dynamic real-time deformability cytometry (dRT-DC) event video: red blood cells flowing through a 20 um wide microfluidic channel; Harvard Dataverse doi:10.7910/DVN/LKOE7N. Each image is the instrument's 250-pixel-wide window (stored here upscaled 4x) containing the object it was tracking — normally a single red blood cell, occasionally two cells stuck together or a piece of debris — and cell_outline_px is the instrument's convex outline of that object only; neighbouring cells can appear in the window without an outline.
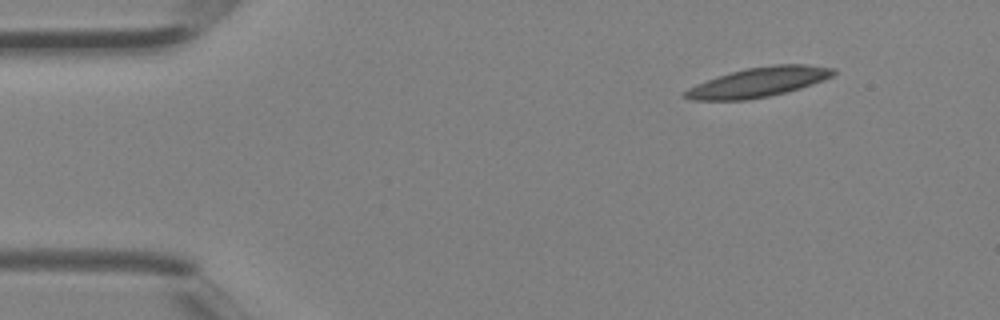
{"species": "Egyptian fruit bat (a non-hibernating species)", "species_latin": "Rousettus aegyptiacus", "temperature_condition": "room temperature", "stored_images_in_passage": 4, "segment_of_instrument_passage": [2, 2], "camera_frame_rate_fps": 3000, "um_per_image_px": 0.085, "animal": {"sex": "female"}, "frame": {"image": 1, "passage_image": 4, "time_ms": 1.0, "image_size_px": [1000, 320], "cell_outline_px": [[836, 72], [832, 76], [824, 80], [800, 88], [768, 96], [748, 100], [688, 100], [680, 96], [688, 88], [696, 84], [744, 68], [776, 64], [808, 64], [836, 68]], "centroid_in_image_um": [64.48, 6.98], "position_along_channel_um": 20.5, "area_um2": 25.61}}